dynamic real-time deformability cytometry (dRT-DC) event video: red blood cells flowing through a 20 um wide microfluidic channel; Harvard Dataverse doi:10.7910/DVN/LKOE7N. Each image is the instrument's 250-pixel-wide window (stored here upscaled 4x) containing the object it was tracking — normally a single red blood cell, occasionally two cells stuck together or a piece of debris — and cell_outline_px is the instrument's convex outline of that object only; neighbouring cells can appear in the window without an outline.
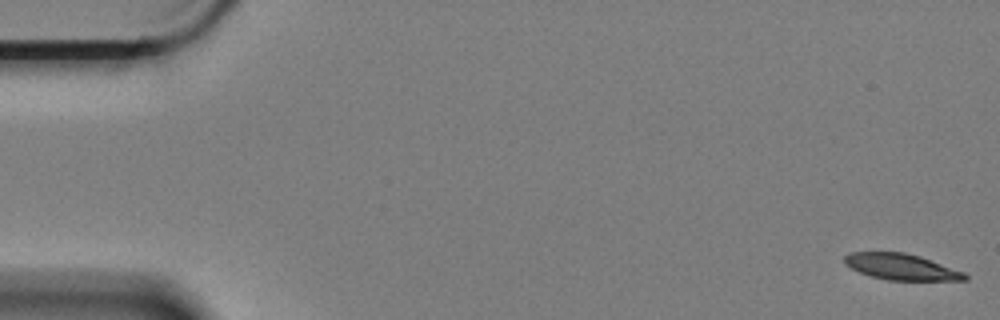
{"species": "Egyptian fruit bat (a non-hibernating species)", "species_latin": "Rousettus aegyptiacus", "temperature_condition": "cold", "stored_images_in_passage": 61, "camera_frame_rate_fps": 3000, "um_per_image_px": 0.085, "animal": {"sex": "female"}, "frame": {"image": 1, "passage_image": 1, "time_ms": 0.0, "image_size_px": [1000, 320], "cell_outline_px": [[968, 280], [888, 280], [872, 276], [860, 272], [844, 264], [844, 256], [852, 252], [904, 252], [920, 256], [964, 272], [968, 276]], "centroid_in_image_um": [76.61, 22.68], "position_along_channel_um": 8.4, "area_um2": 18.15}}
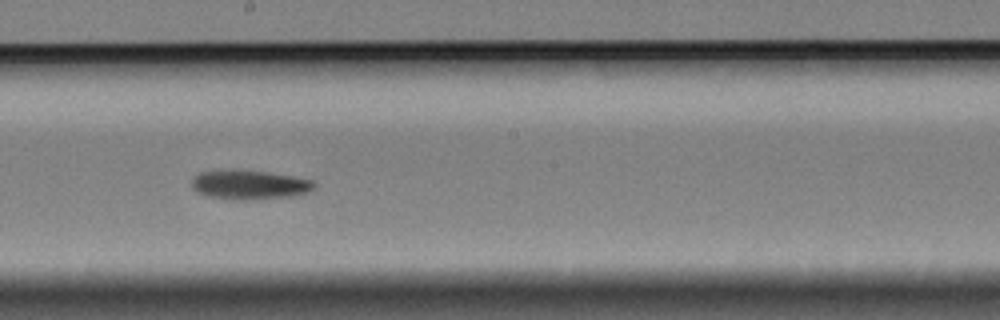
{"frame": {"image": 2, "passage_image": 33, "time_ms": 10.667, "image_size_px": [1000, 320], "cell_outline_px": [[316, 184], [308, 192], [292, 196], [244, 200], [232, 200], [208, 196], [196, 192], [192, 188], [192, 180], [200, 172], [264, 172], [292, 176], [312, 180]], "centroid_in_image_um": [21.22, 15.75], "position_along_channel_um": 227.0, "area_um2": 20.06}}
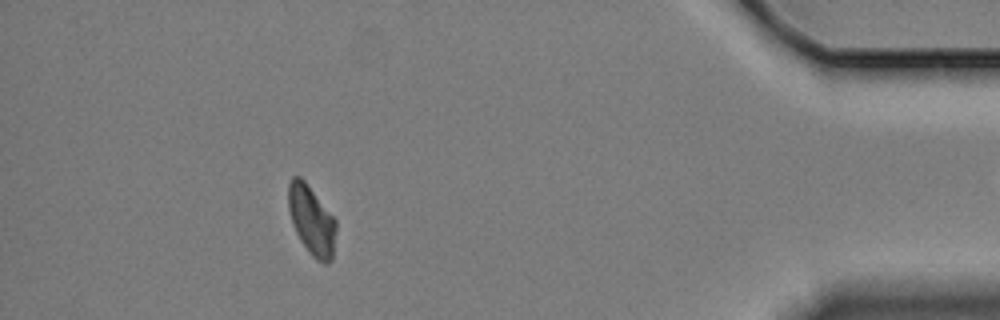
{"frame": {"image": 3, "passage_image": 54, "time_ms": 17.667, "image_size_px": [1000, 320], "cell_outline_px": [[336, 228], [332, 260], [328, 264], [324, 264], [316, 260], [312, 256], [300, 240], [296, 232], [288, 208], [288, 184], [292, 176], [300, 176], [304, 180], [336, 220]], "centroid_in_image_um": [26.48, 18.74], "position_along_channel_um": 408.7, "area_um2": 19.13}, "authors_computed_cell_mechanics": {"area_um2": 20.1144, "velocity_mm_per_s": 3.3282, "shape_relaxation_time_tau1_ms": 6.5906, "shape_relaxation_time_tau2_ms": null, "deformation_change_tau1": 0.1188, "deformation_change_tau2": null}}